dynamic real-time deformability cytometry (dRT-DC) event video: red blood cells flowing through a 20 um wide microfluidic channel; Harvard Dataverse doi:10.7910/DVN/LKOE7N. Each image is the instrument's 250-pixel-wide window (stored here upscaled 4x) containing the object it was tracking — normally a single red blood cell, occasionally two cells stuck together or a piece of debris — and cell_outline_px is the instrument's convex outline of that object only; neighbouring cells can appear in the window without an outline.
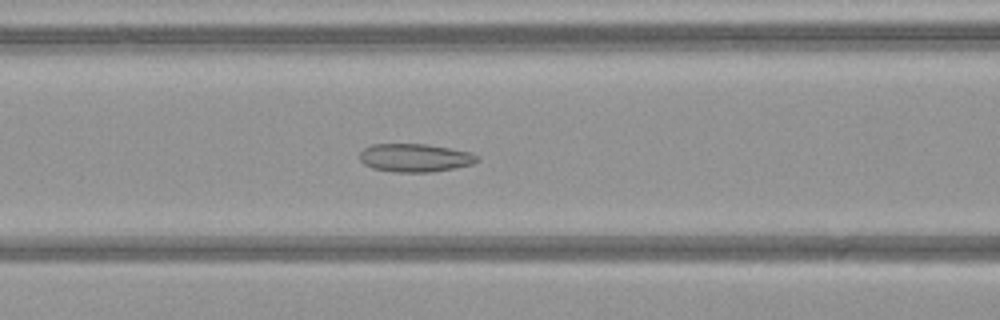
{"species": "common noctule bat (a hibernating species)", "species_latin": "Nyctalus noctula", "temperature_condition": "warm", "stored_images_in_passage": 51, "camera_frame_rate_fps": 3000, "um_per_image_px": 0.085, "animal": {"sex": "female", "body_mass_g": 21.9}, "frame": {"image": 1, "passage_image": 22, "time_ms": 7.0, "image_size_px": [1000, 320], "cell_outline_px": [[480, 160], [472, 164], [456, 168], [432, 172], [396, 172], [372, 168], [364, 164], [360, 160], [360, 152], [364, 148], [372, 144], [428, 144], [472, 152], [480, 156]], "centroid_in_image_um": [35.32, 13.41], "position_along_channel_um": 131.3, "area_um2": 19.54}}
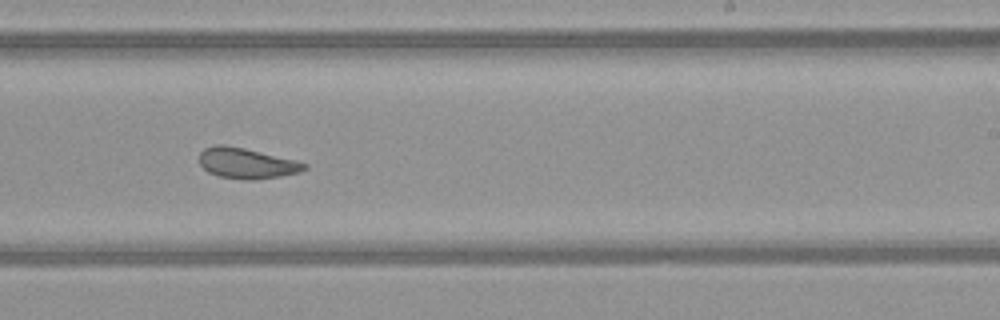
{"frame": {"image": 2, "passage_image": 32, "time_ms": 10.333, "image_size_px": [1000, 320], "cell_outline_px": [[308, 168], [300, 172], [280, 176], [252, 180], [244, 180], [220, 176], [208, 172], [200, 164], [200, 152], [204, 148], [212, 144], [224, 144], [244, 148], [296, 160], [308, 164]], "centroid_in_image_um": [20.96, 13.87], "position_along_channel_um": 268.0, "area_um2": 18.79}}
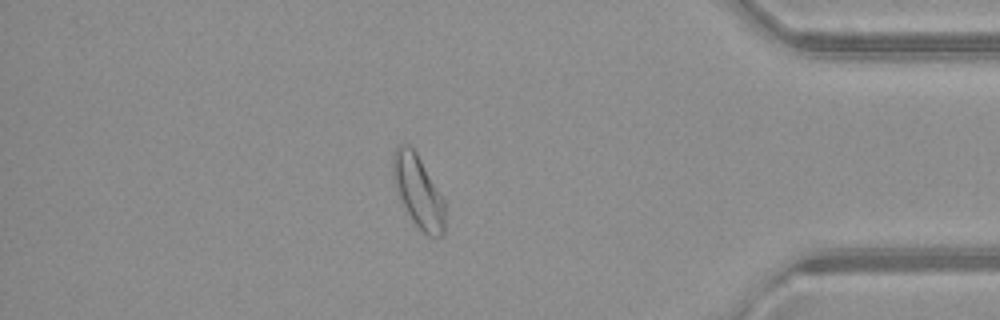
{"frame": {"image": 3, "passage_image": 44, "time_ms": 14.333, "image_size_px": [1000, 320], "cell_outline_px": [[444, 236], [428, 236], [412, 220], [396, 192], [392, 168], [392, 156], [396, 144], [408, 144], [416, 152], [444, 200]], "centroid_in_image_um": [35.52, 16.24], "position_along_channel_um": 399.7, "area_um2": 21.68}, "authors_computed_cell_mechanics": {"area_um2": 21.675, "velocity_mm_per_s": 4.1142, "shape_relaxation_time_tau1_ms": null, "shape_relaxation_time_tau2_ms": 2.342, "deformation_change_tau1": null, "deformation_change_tau2": 0.0838}}